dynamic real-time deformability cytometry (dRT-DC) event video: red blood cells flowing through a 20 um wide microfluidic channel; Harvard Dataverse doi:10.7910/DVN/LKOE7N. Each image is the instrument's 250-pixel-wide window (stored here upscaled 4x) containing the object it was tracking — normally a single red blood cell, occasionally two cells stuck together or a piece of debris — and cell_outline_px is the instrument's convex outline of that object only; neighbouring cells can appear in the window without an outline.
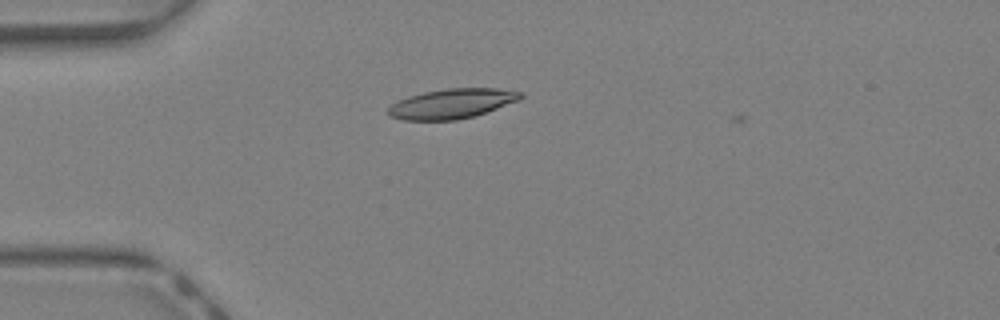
{"species": "Egyptian fruit bat (a non-hibernating species)", "species_latin": "Rousettus aegyptiacus", "temperature_condition": "warm", "stored_images_in_passage": 3, "camera_frame_rate_fps": 3000, "um_per_image_px": 0.085, "animal": {"sex": "female"}, "frame": {"image": 1, "passage_image": 2, "time_ms": 0.333, "image_size_px": [1000, 320], "cell_outline_px": [[524, 96], [520, 100], [476, 116], [456, 120], [404, 120], [388, 116], [388, 108], [396, 100], [408, 96], [424, 92], [448, 88], [496, 88], [524, 92]], "centroid_in_image_um": [38.43, 8.81], "position_along_channel_um": 46.6, "area_um2": 23.24}}